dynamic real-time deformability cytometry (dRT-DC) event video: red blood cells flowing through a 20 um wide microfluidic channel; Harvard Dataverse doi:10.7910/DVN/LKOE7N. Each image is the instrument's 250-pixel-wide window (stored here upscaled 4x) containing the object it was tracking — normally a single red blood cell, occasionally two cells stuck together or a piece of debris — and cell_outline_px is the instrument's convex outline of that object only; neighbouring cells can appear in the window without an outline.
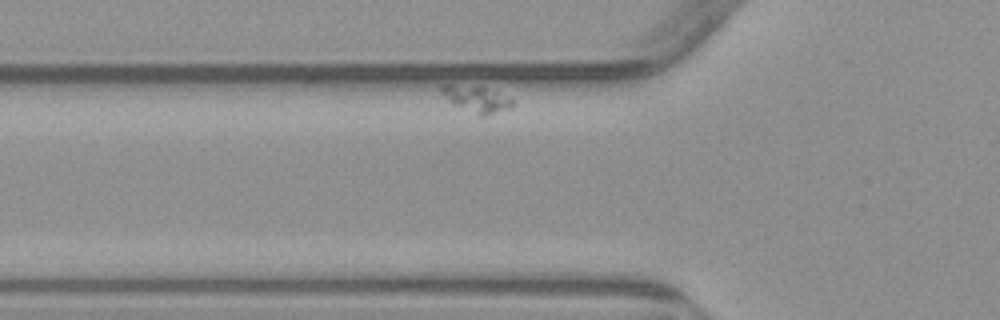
{"species": "common noctule bat (a hibernating species)", "species_latin": "Nyctalus noctula", "temperature_condition": "warm", "stored_images_in_passage": 7, "segment_of_instrument_passage": [2, 2], "camera_frame_rate_fps": 3000, "um_per_image_px": 0.085, "animal": {"sex": "male", "body_mass_g": 23.1, "forearm_length_mm": 52.7}, "frame": {"image": 1, "passage_image": 7, "time_ms": 8.667, "image_size_px": [1000, 320], "cell_outline_px": [[512, 104], [508, 108], [484, 116], [480, 116], [452, 104], [440, 92], [440, 84], [452, 84], [484, 88], [496, 92], [512, 100]], "centroid_in_image_um": [40.4, 8.42], "position_along_channel_um": 85.4, "area_um2": 10.52}}